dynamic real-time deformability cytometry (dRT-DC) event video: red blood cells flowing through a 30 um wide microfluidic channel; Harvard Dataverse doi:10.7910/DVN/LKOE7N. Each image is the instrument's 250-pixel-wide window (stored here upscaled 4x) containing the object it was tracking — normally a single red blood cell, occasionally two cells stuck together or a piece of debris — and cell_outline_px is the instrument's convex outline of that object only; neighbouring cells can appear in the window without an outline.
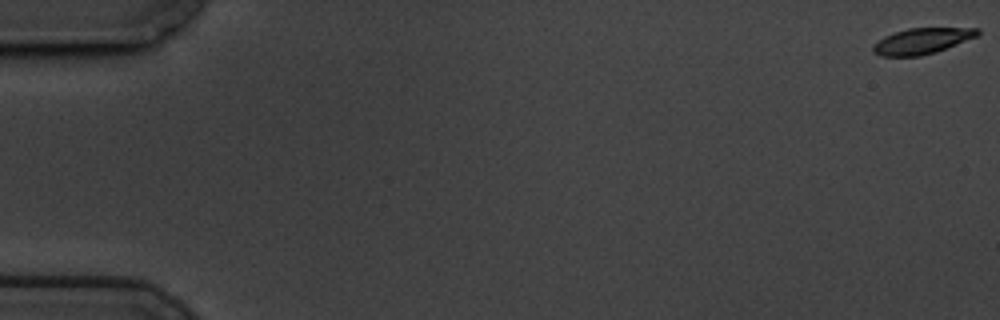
{"species": "common noctule bat (a hibernating species)", "species_latin": "Nyctalus noctula", "temperature_condition": "cold", "stored_images_in_passage": 60, "camera_frame_rate_fps": 3000, "um_per_image_px": 0.085, "animal": {"sex": "male", "body_mass_g": 19.5, "forearm_length_mm": 54.6}, "frame": {"image": 1, "passage_image": 1, "time_ms": 0.0, "image_size_px": [1000, 320], "cell_outline_px": [[980, 32], [976, 36], [936, 52], [920, 56], [880, 56], [872, 52], [872, 48], [884, 36], [908, 28], [980, 28]], "centroid_in_image_um": [78.35, 3.49], "position_along_channel_um": 6.6, "area_um2": 15.49}}
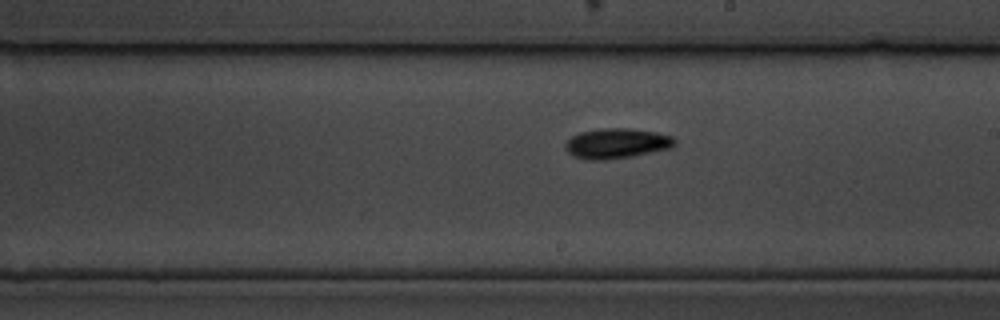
{"frame": {"image": 2, "passage_image": 35, "time_ms": 11.333, "image_size_px": [1000, 320], "cell_outline_px": [[676, 144], [672, 148], [632, 156], [604, 160], [588, 160], [576, 156], [568, 152], [564, 144], [572, 136], [580, 132], [600, 128], [628, 128], [656, 132], [672, 136], [676, 140]], "centroid_in_image_um": [52.44, 12.18], "position_along_channel_um": 236.6, "area_um2": 19.19}}
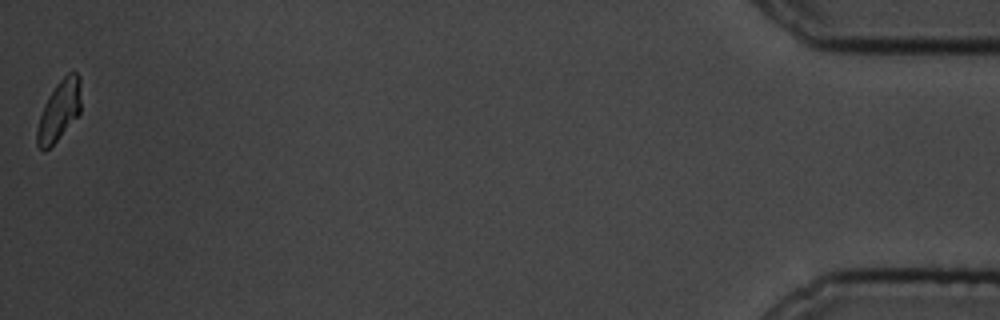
{"frame": {"image": 3, "passage_image": 60, "time_ms": 19.667, "image_size_px": [1000, 320], "cell_outline_px": [[80, 112], [56, 140], [44, 152], [36, 144], [36, 132], [40, 116], [44, 104], [48, 96], [56, 84], [68, 72], [76, 72], [80, 76]], "centroid_in_image_um": [5.01, 9.37], "position_along_channel_um": 430.2, "area_um2": 15.14}, "authors_computed_cell_mechanics": {"area_um2": 16.8487, "velocity_mm_per_s": 3.4052, "shape_relaxation_time_tau1_ms": 3.4595, "shape_relaxation_time_tau2_ms": null, "deformation_change_tau1": 0.1167, "deformation_change_tau2": null}}